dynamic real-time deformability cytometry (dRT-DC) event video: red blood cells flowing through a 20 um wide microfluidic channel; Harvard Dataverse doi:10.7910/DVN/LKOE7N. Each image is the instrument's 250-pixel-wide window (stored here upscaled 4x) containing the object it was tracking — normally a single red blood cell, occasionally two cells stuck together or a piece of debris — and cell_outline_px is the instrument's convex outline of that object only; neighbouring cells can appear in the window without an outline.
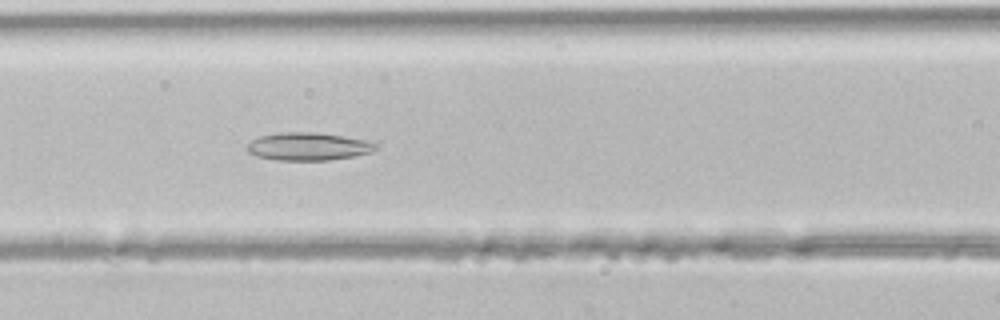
{"species": "common noctule bat (a hibernating species)", "species_latin": "Nyctalus noctula", "temperature_condition": "room temperature", "stored_images_in_passage": 43, "camera_frame_rate_fps": 3000, "um_per_image_px": 0.085, "animal": {"sex": "male", "body_mass_g": 21.5, "forearm_length_mm": 52.0}, "frame": {"image": 1, "passage_image": 17, "time_ms": 5.333, "image_size_px": [1000, 320], "cell_outline_px": [[380, 144], [372, 152], [352, 156], [328, 160], [276, 160], [256, 156], [248, 152], [248, 144], [252, 140], [260, 136], [280, 132], [316, 132], [344, 136], [364, 140]], "centroid_in_image_um": [26.2, 12.44], "position_along_channel_um": 140.4, "area_um2": 20.81}}
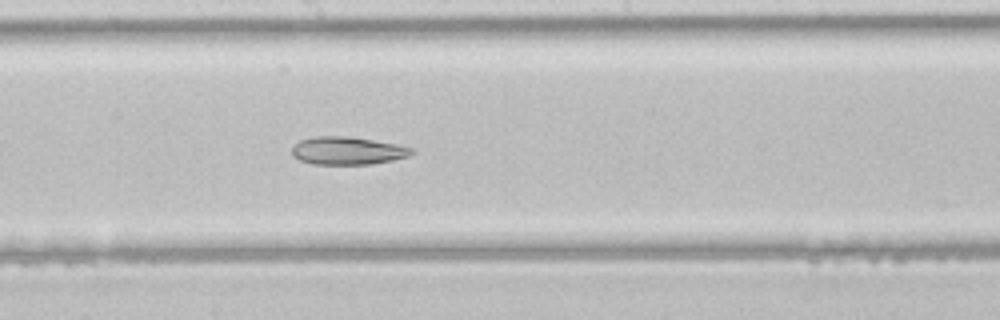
{"frame": {"image": 2, "passage_image": 22, "time_ms": 7.0, "image_size_px": [1000, 320], "cell_outline_px": [[416, 152], [408, 156], [392, 160], [372, 164], [312, 164], [300, 160], [292, 156], [292, 148], [300, 140], [316, 136], [348, 136], [396, 144], [412, 148]], "centroid_in_image_um": [29.53, 12.81], "position_along_channel_um": 218.7, "area_um2": 19.36}}
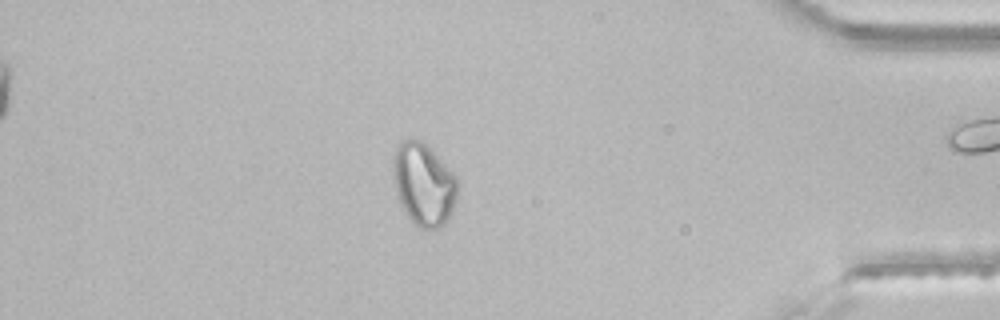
{"frame": {"image": 3, "passage_image": 36, "time_ms": 11.667, "image_size_px": [1000, 320], "cell_outline_px": [[456, 200], [444, 224], [436, 228], [420, 228], [408, 216], [400, 204], [396, 192], [392, 176], [392, 156], [396, 144], [404, 140], [420, 140], [432, 148], [456, 176]], "centroid_in_image_um": [35.96, 15.61], "position_along_channel_um": 399.2, "area_um2": 30.92}}